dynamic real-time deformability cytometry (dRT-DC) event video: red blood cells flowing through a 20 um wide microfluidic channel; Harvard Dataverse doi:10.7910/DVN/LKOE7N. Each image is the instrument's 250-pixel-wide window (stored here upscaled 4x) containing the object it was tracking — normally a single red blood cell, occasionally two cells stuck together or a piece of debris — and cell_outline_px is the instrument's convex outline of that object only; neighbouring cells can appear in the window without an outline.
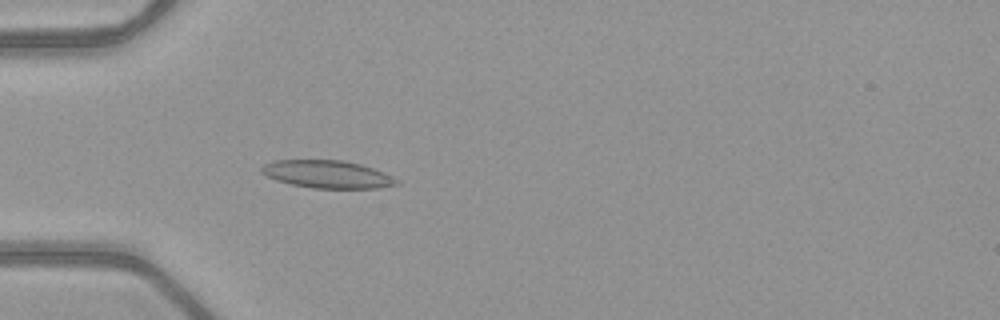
{"species": "common noctule bat (a hibernating species)", "species_latin": "Nyctalus noctula", "temperature_condition": "warm", "stored_images_in_passage": 49, "camera_frame_rate_fps": 3000, "um_per_image_px": 0.085, "animal": {"sex": "female", "body_mass_g": 21.9}, "frame": {"image": 1, "passage_image": 14, "time_ms": 4.333, "image_size_px": [1000, 320], "cell_outline_px": [[400, 184], [380, 188], [312, 188], [292, 184], [276, 180], [260, 172], [260, 168], [264, 164], [272, 160], [344, 160], [360, 164], [384, 172], [392, 176]], "centroid_in_image_um": [27.81, 14.81], "position_along_channel_um": 57.2, "area_um2": 21.79}}
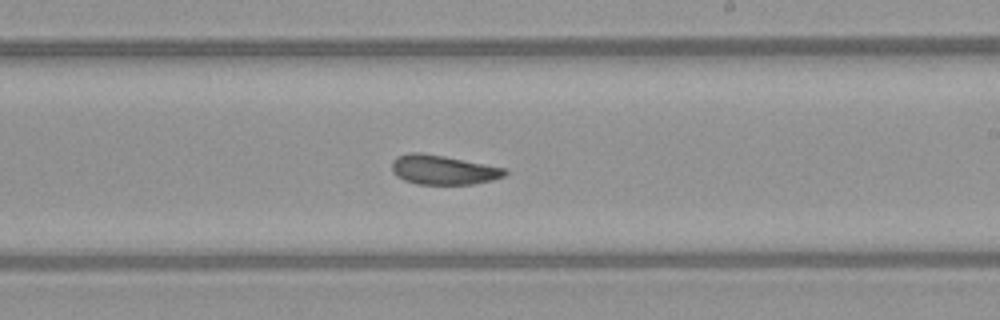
{"frame": {"image": 2, "passage_image": 29, "time_ms": 9.333, "image_size_px": [1000, 320], "cell_outline_px": [[508, 172], [504, 176], [492, 180], [472, 184], [416, 184], [404, 180], [396, 176], [392, 172], [392, 160], [396, 156], [408, 152], [420, 152], [444, 156], [504, 168]], "centroid_in_image_um": [37.61, 14.43], "position_along_channel_um": 251.4, "area_um2": 19.36}}
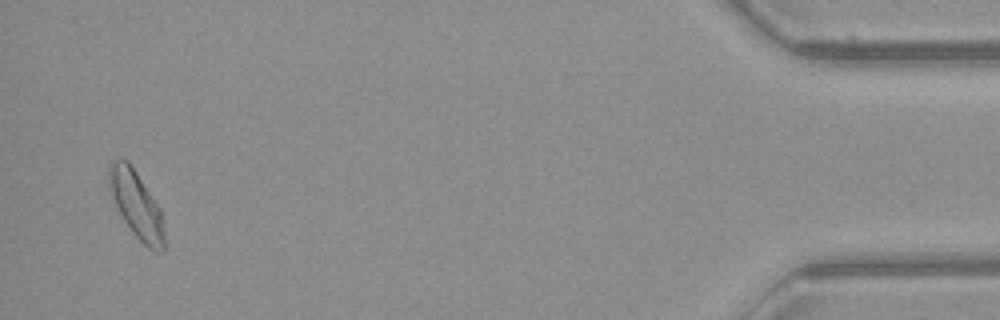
{"frame": {"image": 3, "passage_image": 48, "time_ms": 15.667, "image_size_px": [1000, 320], "cell_outline_px": [[164, 252], [156, 252], [148, 248], [136, 236], [124, 220], [108, 188], [108, 168], [116, 160], [128, 160], [160, 208], [164, 232]], "centroid_in_image_um": [11.6, 17.41], "position_along_channel_um": 423.6, "area_um2": 21.1}, "authors_computed_cell_mechanics": {"area_um2": 19.9988, "velocity_mm_per_s": 4.0148, "shape_relaxation_time_tau1_ms": 7.0726, "shape_relaxation_time_tau2_ms": 1.1313, "deformation_change_tau1": 0.165, "deformation_change_tau2": 0.0707}}